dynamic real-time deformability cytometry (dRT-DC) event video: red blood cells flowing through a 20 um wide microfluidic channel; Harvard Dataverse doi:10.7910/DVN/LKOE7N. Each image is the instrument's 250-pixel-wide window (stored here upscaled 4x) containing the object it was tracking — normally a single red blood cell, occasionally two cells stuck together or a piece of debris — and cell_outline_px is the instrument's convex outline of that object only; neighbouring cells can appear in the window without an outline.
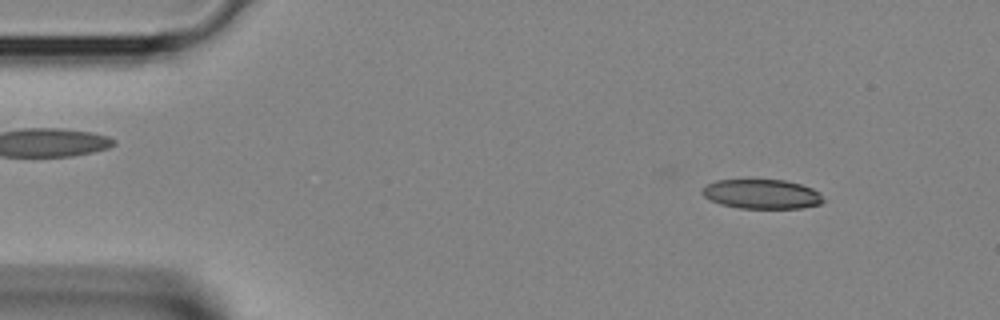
{"species": "Egyptian fruit bat (a non-hibernating species)", "species_latin": "Rousettus aegyptiacus", "temperature_condition": "room temperature", "stored_images_in_passage": 38, "camera_frame_rate_fps": 3000, "um_per_image_px": 0.085, "animal": {"sex": "female"}, "frame": {"image": 1, "passage_image": 4, "time_ms": 1.0, "image_size_px": [1000, 320], "cell_outline_px": [[824, 200], [820, 204], [804, 208], [740, 208], [720, 204], [704, 196], [700, 192], [704, 184], [716, 180], [784, 180], [800, 184], [812, 188], [820, 192]], "centroid_in_image_um": [64.74, 16.49], "position_along_channel_um": 20.3, "area_um2": 20.87}}
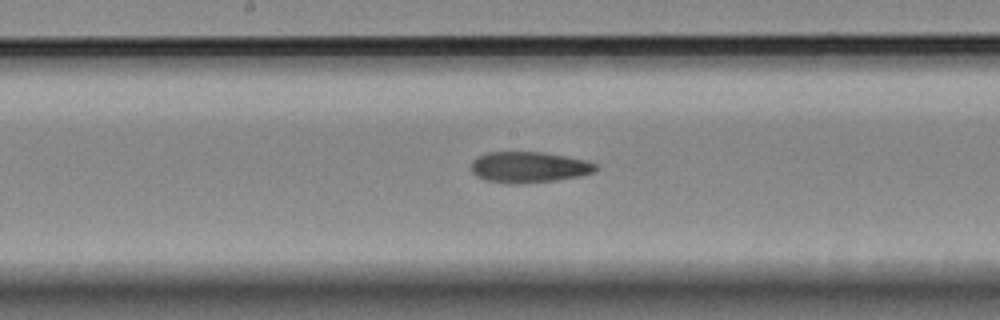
{"frame": {"image": 2, "passage_image": 19, "time_ms": 6.0, "image_size_px": [1000, 320], "cell_outline_px": [[596, 172], [580, 176], [556, 180], [484, 180], [476, 176], [472, 172], [472, 160], [488, 152], [544, 152], [584, 160], [596, 164]], "centroid_in_image_um": [44.99, 14.15], "position_along_channel_um": 203.2, "area_um2": 21.27}}
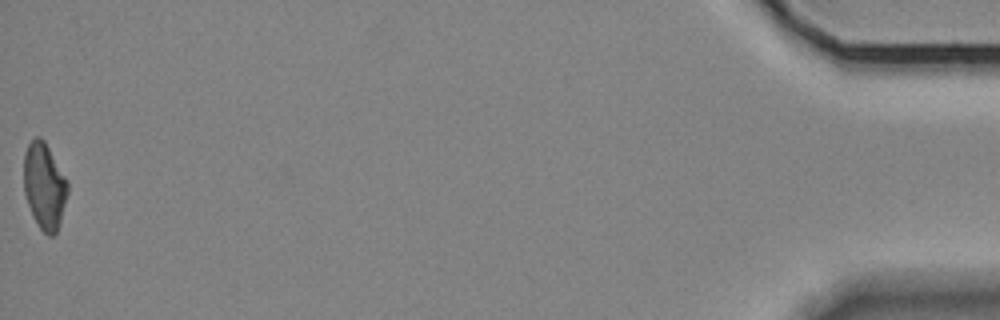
{"frame": {"image": 3, "passage_image": 38, "time_ms": 12.333, "image_size_px": [1000, 320], "cell_outline_px": [[68, 192], [60, 220], [56, 232], [52, 236], [48, 236], [40, 228], [32, 216], [24, 192], [24, 152], [28, 144], [36, 136], [40, 136], [44, 140], [68, 180]], "centroid_in_image_um": [3.76, 15.79], "position_along_channel_um": 431.4, "area_um2": 22.02}}